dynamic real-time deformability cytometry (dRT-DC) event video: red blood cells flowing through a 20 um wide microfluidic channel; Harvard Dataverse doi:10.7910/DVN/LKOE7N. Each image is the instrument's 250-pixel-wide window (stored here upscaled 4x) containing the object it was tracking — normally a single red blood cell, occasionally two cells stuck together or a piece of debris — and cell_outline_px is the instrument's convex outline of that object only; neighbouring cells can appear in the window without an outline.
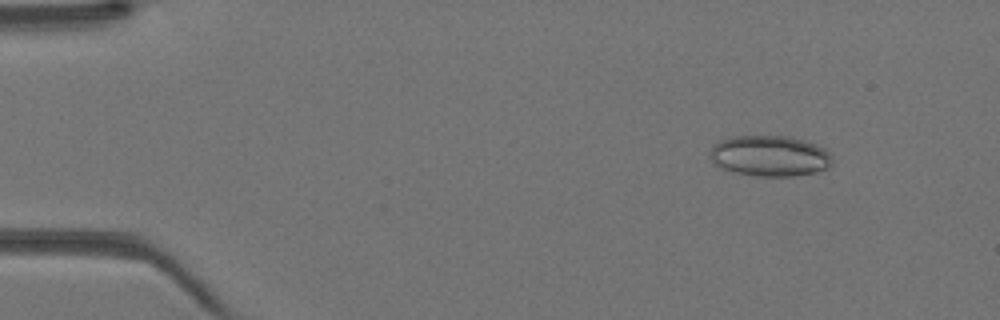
{"species": "Egyptian fruit bat (a non-hibernating species)", "species_latin": "Rousettus aegyptiacus", "temperature_condition": "warm", "stored_images_in_passage": 43, "camera_frame_rate_fps": 3000, "um_per_image_px": 0.085, "animal": {"sex": "female"}, "frame": {"image": 1, "passage_image": 5, "time_ms": 1.333, "image_size_px": [1000, 320], "cell_outline_px": [[832, 168], [816, 172], [796, 176], [760, 176], [736, 172], [720, 168], [712, 160], [712, 144], [720, 140], [732, 136], [788, 136], [804, 140], [824, 148], [832, 156]], "centroid_in_image_um": [65.48, 13.25], "position_along_channel_um": 19.5, "area_um2": 29.13}}
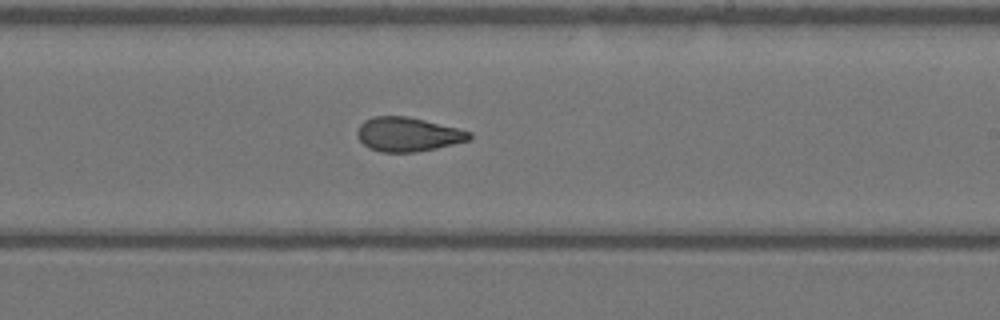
{"frame": {"image": 2, "passage_image": 26, "time_ms": 8.333, "image_size_px": [1000, 320], "cell_outline_px": [[472, 140], [436, 148], [416, 152], [380, 152], [368, 148], [356, 136], [356, 132], [360, 124], [364, 120], [376, 116], [408, 116], [472, 132]], "centroid_in_image_um": [34.66, 11.43], "position_along_channel_um": 254.3, "area_um2": 22.37}}
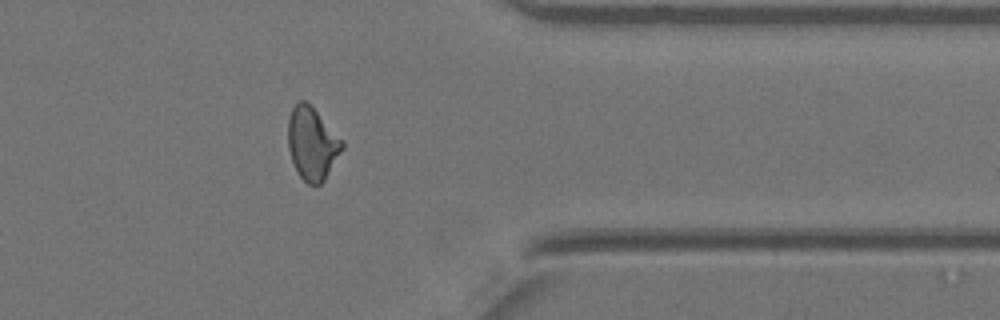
{"frame": {"image": 3, "passage_image": 35, "time_ms": 11.333, "image_size_px": [1000, 320], "cell_outline_px": [[344, 148], [324, 180], [320, 184], [308, 184], [300, 176], [292, 160], [288, 148], [288, 120], [292, 108], [300, 100], [304, 100], [344, 140]], "centroid_in_image_um": [26.54, 12.21], "position_along_channel_um": 384.9, "area_um2": 22.6}}